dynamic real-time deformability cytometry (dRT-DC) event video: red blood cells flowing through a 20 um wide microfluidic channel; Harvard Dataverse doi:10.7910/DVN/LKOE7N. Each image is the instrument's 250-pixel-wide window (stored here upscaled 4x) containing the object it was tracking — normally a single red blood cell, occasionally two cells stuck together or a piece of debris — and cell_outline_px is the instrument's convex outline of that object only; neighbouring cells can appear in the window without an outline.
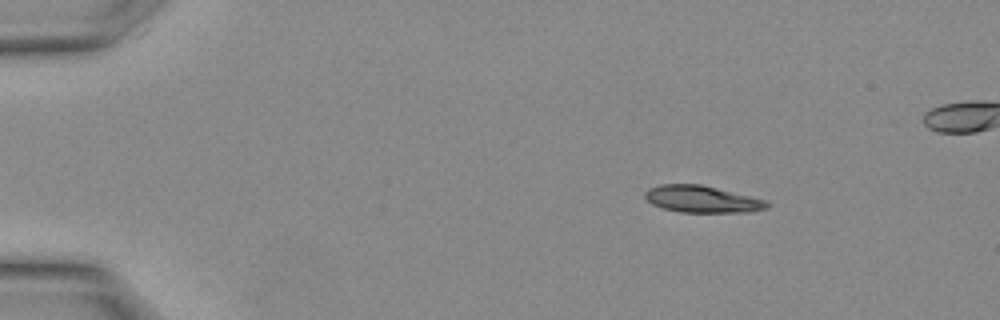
{"species": "Egyptian fruit bat (a non-hibernating species)", "species_latin": "Rousettus aegyptiacus", "temperature_condition": "warm", "stored_images_in_passage": 19, "camera_frame_rate_fps": 3000, "um_per_image_px": 0.085, "animal": {"sex": "female"}, "frame": {"image": 1, "passage_image": 1, "time_ms": 0.0, "image_size_px": [1000, 320], "cell_outline_px": [[772, 204], [768, 208], [748, 212], [680, 212], [664, 208], [652, 204], [644, 196], [644, 192], [648, 188], [660, 184], [700, 184], [768, 200]], "centroid_in_image_um": [59.7, 16.92], "position_along_channel_um": 25.3, "area_um2": 19.19}}
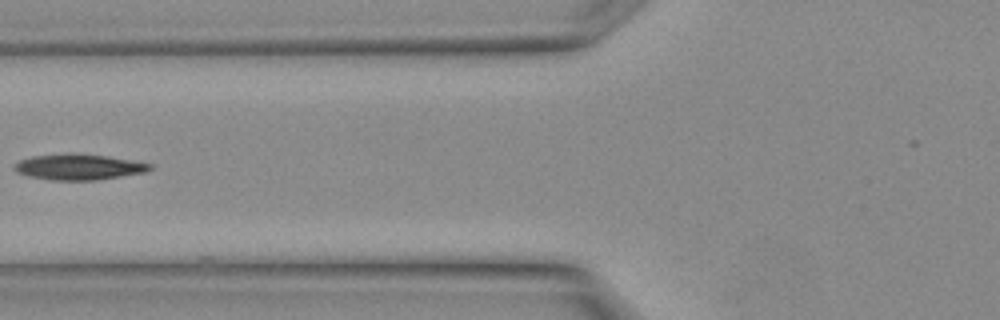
{"frame": {"image": 2, "passage_image": 9, "time_ms": 2.667, "image_size_px": [1000, 320], "cell_outline_px": [[152, 168], [144, 172], [96, 180], [52, 180], [28, 176], [16, 172], [12, 168], [20, 160], [32, 156], [68, 152], [108, 156], [152, 164]], "centroid_in_image_um": [6.64, 14.18], "position_along_channel_um": 119.2, "area_um2": 20.35}}